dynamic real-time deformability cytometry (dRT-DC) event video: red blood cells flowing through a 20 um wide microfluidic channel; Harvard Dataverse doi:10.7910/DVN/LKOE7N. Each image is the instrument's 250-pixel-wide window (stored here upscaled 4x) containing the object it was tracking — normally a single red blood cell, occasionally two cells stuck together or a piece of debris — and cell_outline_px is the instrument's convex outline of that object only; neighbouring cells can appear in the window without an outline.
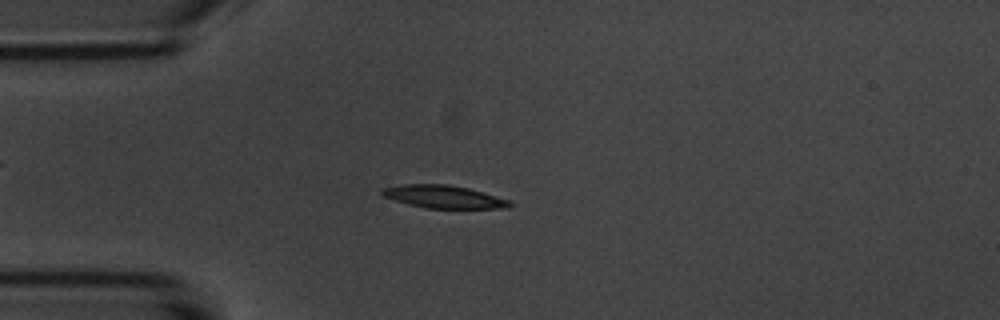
{"species": "common noctule bat (a hibernating species)", "species_latin": "Nyctalus noctula", "temperature_condition": "room temperature", "stored_images_in_passage": 4, "camera_frame_rate_fps": 3000, "um_per_image_px": 0.085, "animal": {"sex": "male", "body_mass_g": 20.1, "forearm_length_mm": 53.5}, "frame": {"image": 1, "passage_image": 4, "time_ms": 3.333, "image_size_px": [1000, 320], "cell_outline_px": [[512, 204], [508, 208], [424, 208], [408, 204], [384, 196], [380, 192], [380, 188], [404, 184], [448, 184], [468, 188], [484, 192], [508, 200]], "centroid_in_image_um": [37.69, 16.71], "position_along_channel_um": 47.3, "area_um2": 16.88}}